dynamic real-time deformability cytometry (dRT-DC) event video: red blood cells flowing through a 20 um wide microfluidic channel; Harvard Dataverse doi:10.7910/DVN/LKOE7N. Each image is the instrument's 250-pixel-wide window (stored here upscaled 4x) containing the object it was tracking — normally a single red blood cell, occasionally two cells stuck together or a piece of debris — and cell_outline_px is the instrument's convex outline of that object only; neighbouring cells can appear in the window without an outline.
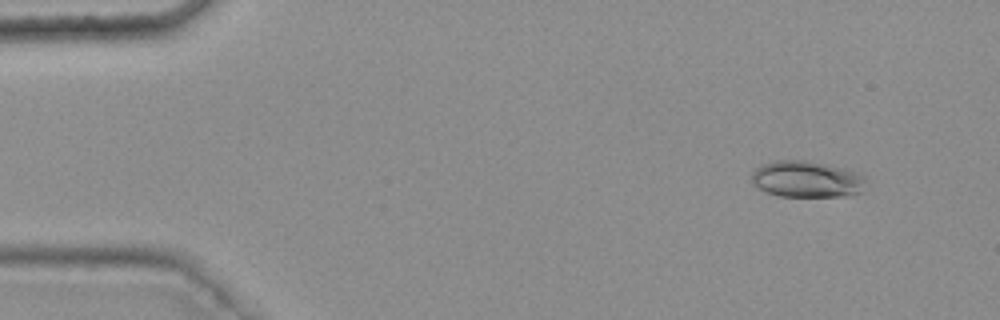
{"species": "common noctule bat (a hibernating species)", "species_latin": "Nyctalus noctula", "temperature_condition": "warm", "stored_images_in_passage": 47, "camera_frame_rate_fps": 3000, "um_per_image_px": 0.085, "animal": {"sex": "female", "body_mass_g": 25.1}, "frame": {"image": 1, "passage_image": 5, "time_ms": 1.333, "image_size_px": [1000, 320], "cell_outline_px": [[864, 180], [860, 192], [852, 196], [780, 196], [764, 192], [752, 184], [752, 172], [756, 168], [764, 164], [776, 160], [808, 160], [844, 168], [864, 176]], "centroid_in_image_um": [68.52, 15.23], "position_along_channel_um": 16.5, "area_um2": 24.22}}
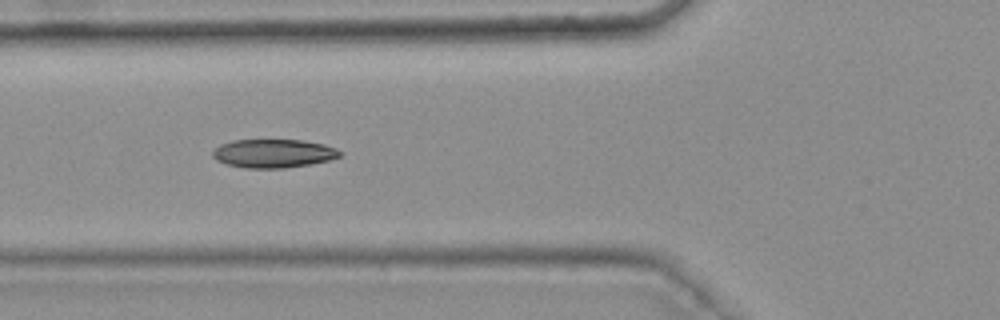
{"frame": {"image": 2, "passage_image": 20, "time_ms": 6.333, "image_size_px": [1000, 320], "cell_outline_px": [[340, 156], [328, 160], [308, 164], [284, 168], [244, 168], [228, 164], [216, 160], [212, 156], [212, 152], [220, 144], [232, 140], [304, 140], [324, 144], [336, 148], [340, 152]], "centroid_in_image_um": [23.21, 13.03], "position_along_channel_um": 102.6, "area_um2": 21.04}}
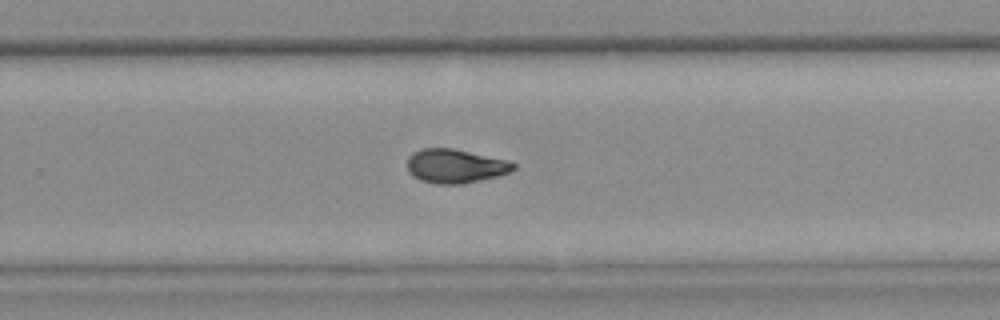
{"frame": {"image": 3, "passage_image": 35, "time_ms": 11.333, "image_size_px": [1000, 320], "cell_outline_px": [[516, 168], [512, 172], [500, 176], [460, 184], [436, 184], [420, 180], [408, 172], [408, 156], [412, 152], [420, 148], [452, 148], [504, 160], [516, 164]], "centroid_in_image_um": [38.68, 14.12], "position_along_channel_um": 291.1, "area_um2": 20.98}, "authors_computed_cell_mechanics": {"area_um2": 21.097, "velocity_mm_per_s": 3.7724, "shape_relaxation_time_tau1_ms": 7.2382, "shape_relaxation_time_tau2_ms": 3.693, "deformation_change_tau1": 0.174, "deformation_change_tau2": 0.0697}}